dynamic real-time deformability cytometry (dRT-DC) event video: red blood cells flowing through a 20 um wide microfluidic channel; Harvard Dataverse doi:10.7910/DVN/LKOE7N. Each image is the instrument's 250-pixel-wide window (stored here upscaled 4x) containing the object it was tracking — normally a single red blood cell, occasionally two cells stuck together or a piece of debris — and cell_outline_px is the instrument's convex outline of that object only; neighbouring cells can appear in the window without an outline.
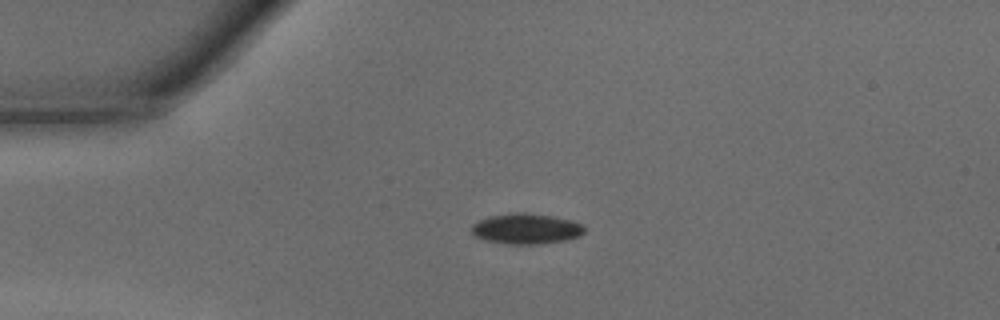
{"species": "common noctule bat (a hibernating species)", "species_latin": "Nyctalus noctula", "temperature_condition": "warm", "stored_images_in_passage": 37, "camera_frame_rate_fps": 3000, "um_per_image_px": 0.085, "animal": {"sex": "male", "body_mass_g": 15.6}, "frame": {"image": 1, "passage_image": 1, "time_ms": 0.0, "image_size_px": [1000, 320], "cell_outline_px": [[584, 232], [580, 236], [564, 240], [540, 244], [504, 244], [484, 240], [472, 236], [472, 224], [488, 216], [516, 212], [524, 212], [552, 216], [568, 220], [580, 224], [584, 228]], "centroid_in_image_um": [44.66, 19.45], "position_along_channel_um": 40.3, "area_um2": 20.06}}
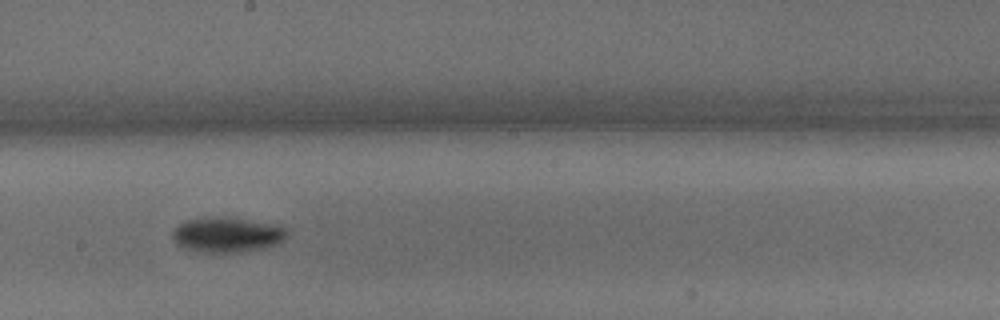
{"frame": {"image": 2, "passage_image": 16, "time_ms": 5.0, "image_size_px": [1000, 320], "cell_outline_px": [[288, 236], [276, 244], [220, 256], [184, 248], [176, 244], [172, 236], [172, 232], [180, 224], [188, 220], [220, 216], [280, 224], [288, 228]], "centroid_in_image_um": [19.32, 19.97], "position_along_channel_um": 228.9, "area_um2": 23.81}}
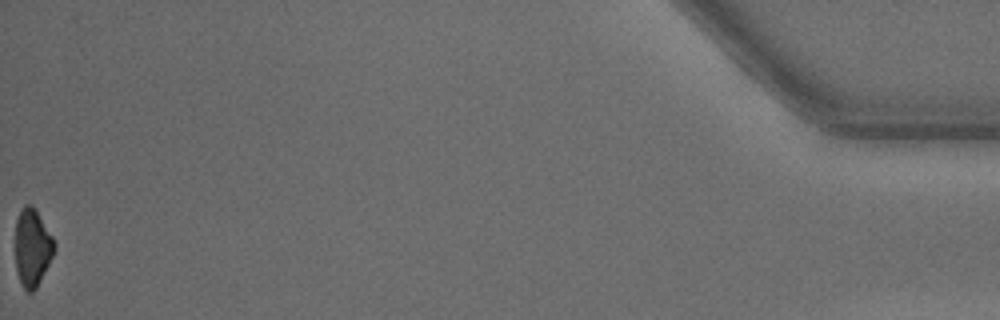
{"frame": {"image": 3, "passage_image": 37, "time_ms": 12.0, "image_size_px": [1000, 320], "cell_outline_px": [[56, 248], [36, 288], [32, 292], [28, 292], [24, 288], [20, 280], [16, 268], [16, 220], [24, 204], [32, 204], [52, 236], [56, 244]], "centroid_in_image_um": [2.75, 21.02], "position_along_channel_um": 432.5, "area_um2": 17.28}, "authors_computed_cell_mechanics": {"area_um2": 20.8658, "velocity_mm_per_s": 4.3162, "shape_relaxation_time_tau1_ms": 1.9152, "shape_relaxation_time_tau2_ms": null, "deformation_change_tau1": 0.1301, "deformation_change_tau2": null}}